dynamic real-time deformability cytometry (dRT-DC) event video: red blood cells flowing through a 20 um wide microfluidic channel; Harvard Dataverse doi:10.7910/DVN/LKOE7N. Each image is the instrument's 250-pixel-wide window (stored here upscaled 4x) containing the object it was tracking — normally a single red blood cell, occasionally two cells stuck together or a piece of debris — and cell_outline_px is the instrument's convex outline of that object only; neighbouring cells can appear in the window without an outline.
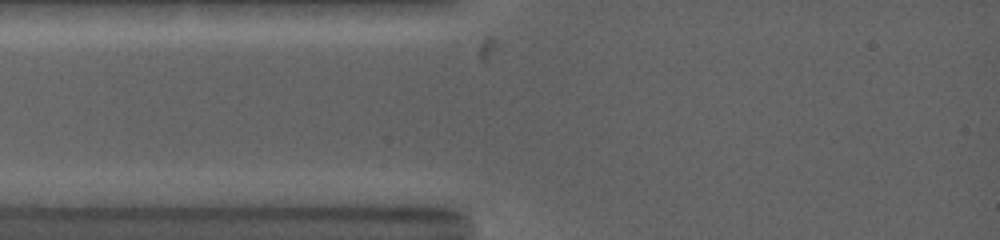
{"species": "common noctule bat (a hibernating species)", "species_latin": "Nyctalus noctula", "temperature_condition": "warm", "stored_images_in_passage": 3, "camera_frame_rate_fps": 5000, "um_per_image_px": 0.085, "animal": {"sex": "female", "body_mass_g": 19.0, "forearm_length_mm": 53.3}, "frame": {"image": 1, "passage_image": 2, "time_ms": 0.2, "image_size_px": [1000, 240], "cell_outline_px": [[428, 164], [408, 168], [296, 168], [284, 164], [280, 160], [288, 156], [428, 160]], "centroid_in_image_um": [29.73, 13.83], "position_along_channel_um": 55.3, "area_um2": 10.06}}